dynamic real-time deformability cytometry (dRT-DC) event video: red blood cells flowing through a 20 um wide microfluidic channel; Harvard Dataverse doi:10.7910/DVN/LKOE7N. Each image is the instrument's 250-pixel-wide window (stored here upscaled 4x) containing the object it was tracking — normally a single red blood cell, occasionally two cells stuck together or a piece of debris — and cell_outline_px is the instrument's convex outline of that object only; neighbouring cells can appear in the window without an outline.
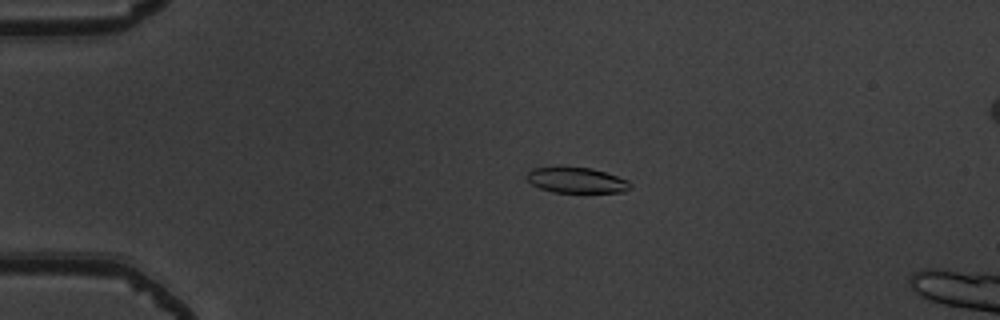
{"species": "common noctule bat (a hibernating species)", "species_latin": "Nyctalus noctula", "temperature_condition": "warm", "stored_images_in_passage": 6, "camera_frame_rate_fps": 3000, "um_per_image_px": 0.085, "animal": {"sex": "male", "body_mass_g": 19.5, "forearm_length_mm": 54.6}, "frame": {"image": 1, "passage_image": 1, "time_ms": 0.0, "image_size_px": [1000, 320], "cell_outline_px": [[632, 188], [624, 192], [552, 192], [540, 188], [532, 184], [528, 180], [528, 172], [532, 168], [592, 168], [628, 180], [632, 184]], "centroid_in_image_um": [49.06, 15.34], "position_along_channel_um": 35.9, "area_um2": 15.09}}